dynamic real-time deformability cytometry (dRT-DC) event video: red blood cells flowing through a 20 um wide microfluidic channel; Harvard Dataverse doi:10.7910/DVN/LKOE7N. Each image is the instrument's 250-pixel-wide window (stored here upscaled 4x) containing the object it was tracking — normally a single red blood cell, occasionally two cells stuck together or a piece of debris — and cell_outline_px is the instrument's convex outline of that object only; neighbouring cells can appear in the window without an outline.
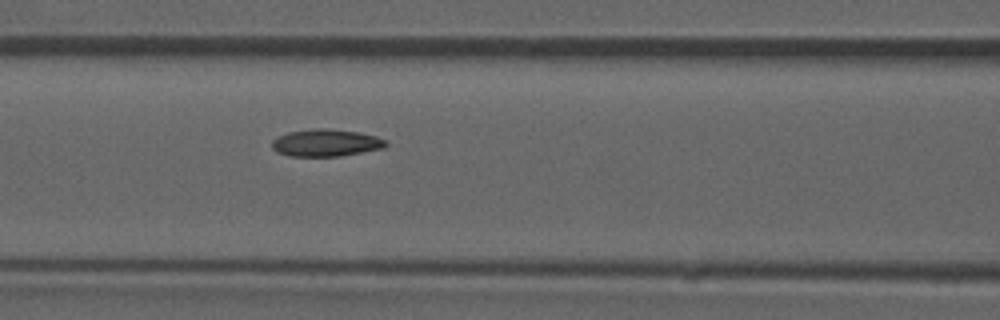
{"species": "common noctule bat (a hibernating species)", "species_latin": "Nyctalus noctula", "temperature_condition": "room temperature", "stored_images_in_passage": 53, "camera_frame_rate_fps": 3000, "um_per_image_px": 0.085, "animal": {"sex": "male", "forearm_length_mm": 52.5}, "frame": {"image": 1, "passage_image": 23, "time_ms": 7.333, "image_size_px": [1000, 320], "cell_outline_px": [[388, 144], [384, 148], [340, 156], [288, 156], [276, 152], [272, 148], [272, 140], [288, 132], [316, 128], [328, 128], [360, 132], [376, 136], [388, 140]], "centroid_in_image_um": [27.73, 12.14], "position_along_channel_um": 138.9, "area_um2": 18.21}, "authors_computed_cell_mechanics": {"area_um2": 17.918, "velocity_mm_per_s": 3.8928, "shape_relaxation_time_tau1_ms": null, "shape_relaxation_time_tau2_ms": 3.2946, "deformation_change_tau1": null, "deformation_change_tau2": 0.087}}